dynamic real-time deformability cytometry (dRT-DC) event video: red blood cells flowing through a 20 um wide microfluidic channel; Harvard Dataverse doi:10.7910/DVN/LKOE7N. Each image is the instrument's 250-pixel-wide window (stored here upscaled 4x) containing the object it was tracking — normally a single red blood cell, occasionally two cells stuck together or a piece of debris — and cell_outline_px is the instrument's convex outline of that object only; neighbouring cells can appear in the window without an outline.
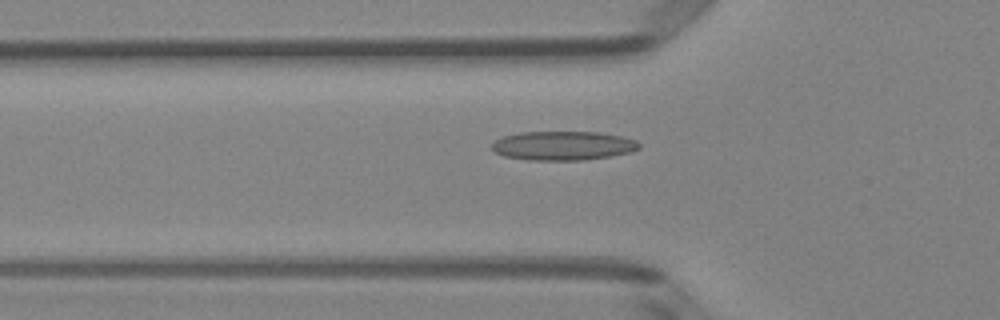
{"species": "Egyptian fruit bat (a non-hibernating species)", "species_latin": "Rousettus aegyptiacus", "temperature_condition": "room temperature", "stored_images_in_passage": 35, "camera_frame_rate_fps": 3000, "um_per_image_px": 0.085, "animal": {"sex": "female"}, "frame": {"image": 1, "passage_image": 2, "time_ms": 0.333, "image_size_px": [1000, 320], "cell_outline_px": [[640, 148], [632, 152], [612, 156], [584, 160], [528, 160], [504, 156], [496, 152], [492, 148], [492, 144], [496, 140], [504, 136], [520, 132], [600, 132], [620, 136], [636, 140], [640, 144]], "centroid_in_image_um": [47.89, 12.38], "position_along_channel_um": 77.9, "area_um2": 24.97}}
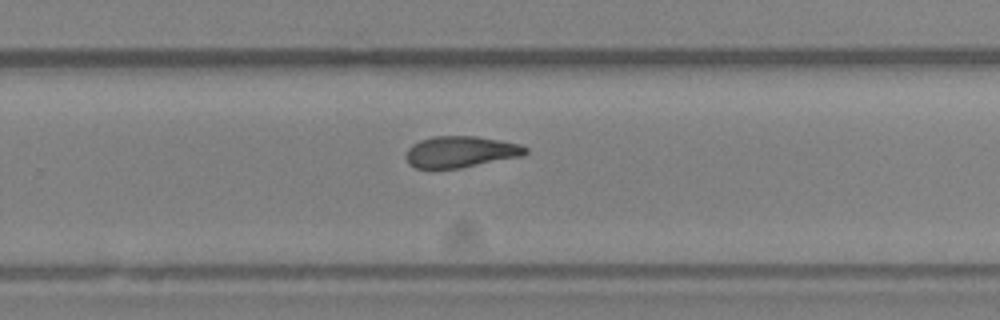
{"frame": {"image": 2, "passage_image": 18, "time_ms": 5.667, "image_size_px": [1000, 320], "cell_outline_px": [[528, 152], [524, 156], [460, 168], [416, 168], [408, 164], [404, 156], [408, 148], [412, 144], [420, 140], [432, 136], [476, 136], [520, 144], [528, 148]], "centroid_in_image_um": [39.14, 12.9], "position_along_channel_um": 290.7, "area_um2": 22.02}}
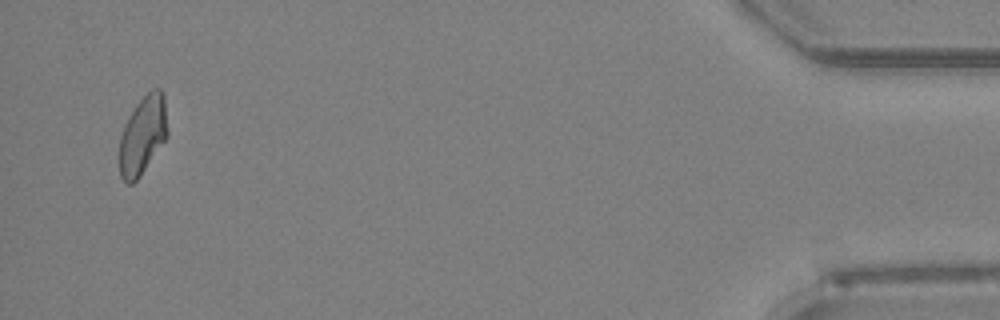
{"frame": {"image": 3, "passage_image": 34, "time_ms": 11.0, "image_size_px": [1000, 320], "cell_outline_px": [[168, 136], [140, 176], [132, 184], [128, 184], [120, 176], [120, 136], [124, 124], [128, 116], [136, 104], [152, 88], [160, 88], [164, 96], [168, 128]], "centroid_in_image_um": [12.14, 11.47], "position_along_channel_um": 423.1, "area_um2": 22.02}}